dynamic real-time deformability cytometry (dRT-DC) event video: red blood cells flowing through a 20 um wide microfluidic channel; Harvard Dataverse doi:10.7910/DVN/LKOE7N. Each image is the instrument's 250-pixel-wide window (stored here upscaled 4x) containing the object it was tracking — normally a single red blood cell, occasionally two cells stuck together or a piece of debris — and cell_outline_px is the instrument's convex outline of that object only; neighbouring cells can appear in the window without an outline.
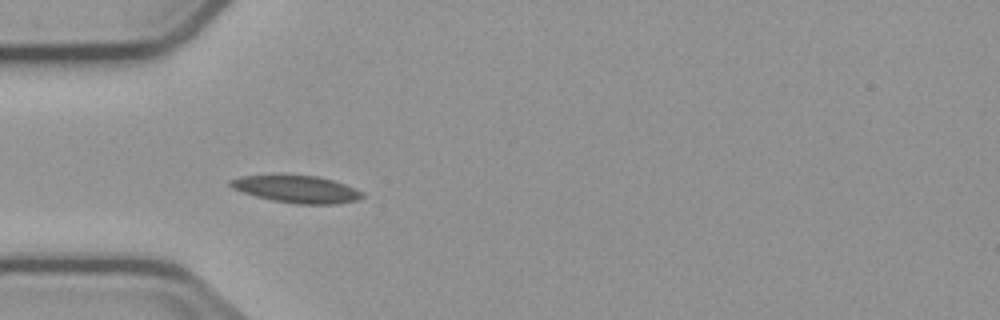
{"species": "common noctule bat (a hibernating species)", "species_latin": "Nyctalus noctula", "temperature_condition": "cold", "stored_images_in_passage": 4, "camera_frame_rate_fps": 3000, "um_per_image_px": 0.085, "animal": {"sex": "male", "body_mass_g": 23.1, "forearm_length_mm": 52.7}, "frame": {"image": 1, "passage_image": 3, "time_ms": 3.333, "image_size_px": [1000, 320], "cell_outline_px": [[364, 196], [356, 200], [336, 204], [296, 204], [272, 200], [256, 196], [232, 188], [228, 184], [228, 180], [240, 176], [316, 176], [332, 180], [356, 188], [364, 192]], "centroid_in_image_um": [25.24, 16.09], "position_along_channel_um": 59.8, "area_um2": 20.63}}
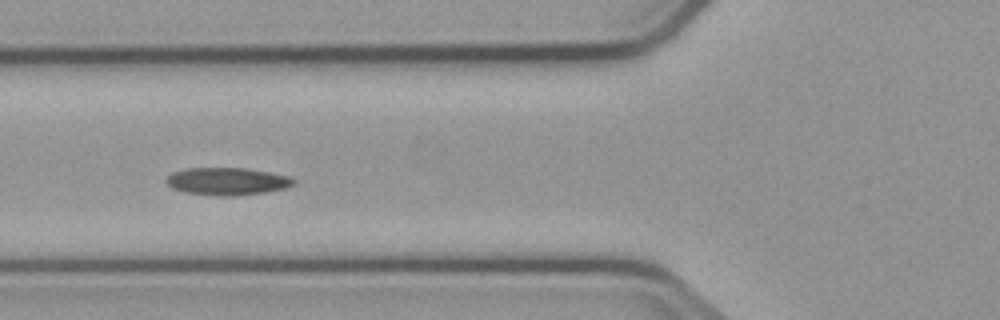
{"frame": {"image": 2, "passage_image": 4, "time_ms": 4.667, "image_size_px": [1000, 320], "cell_outline_px": [[296, 184], [284, 188], [264, 192], [236, 196], [216, 196], [184, 192], [172, 188], [164, 180], [172, 172], [188, 168], [248, 168], [272, 172], [288, 176], [296, 180]], "centroid_in_image_um": [19.32, 15.41], "position_along_channel_um": 106.5, "area_um2": 20.58}}